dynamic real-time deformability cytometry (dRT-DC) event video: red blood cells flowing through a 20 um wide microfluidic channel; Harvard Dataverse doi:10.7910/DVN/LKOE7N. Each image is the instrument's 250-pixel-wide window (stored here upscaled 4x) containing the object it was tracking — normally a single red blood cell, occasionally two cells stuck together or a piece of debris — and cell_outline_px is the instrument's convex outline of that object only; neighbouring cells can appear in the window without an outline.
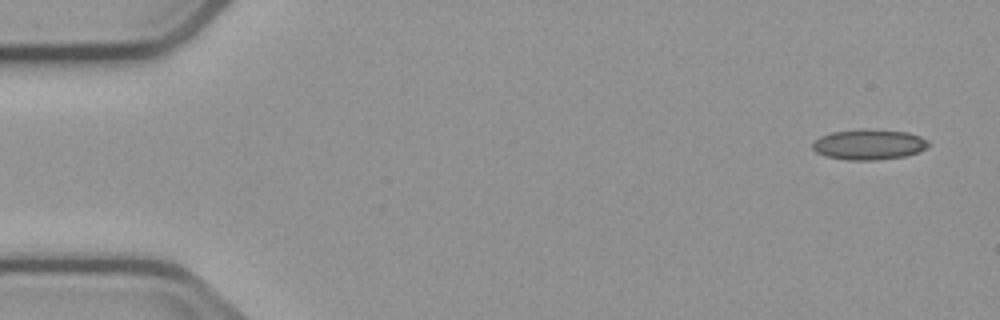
{"species": "common noctule bat (a hibernating species)", "species_latin": "Nyctalus noctula", "temperature_condition": "cold", "stored_images_in_passage": 8, "camera_frame_rate_fps": 3000, "um_per_image_px": 0.085, "animal": {"sex": "male", "body_mass_g": 23.1, "forearm_length_mm": 52.7}, "frame": {"image": 1, "passage_image": 1, "time_ms": 0.0, "image_size_px": [1000, 320], "cell_outline_px": [[932, 144], [920, 152], [904, 156], [876, 160], [848, 160], [824, 156], [816, 152], [812, 148], [812, 144], [820, 136], [832, 132], [908, 132], [920, 136], [928, 140]], "centroid_in_image_um": [73.89, 12.34], "position_along_channel_um": 11.1, "area_um2": 19.71}}
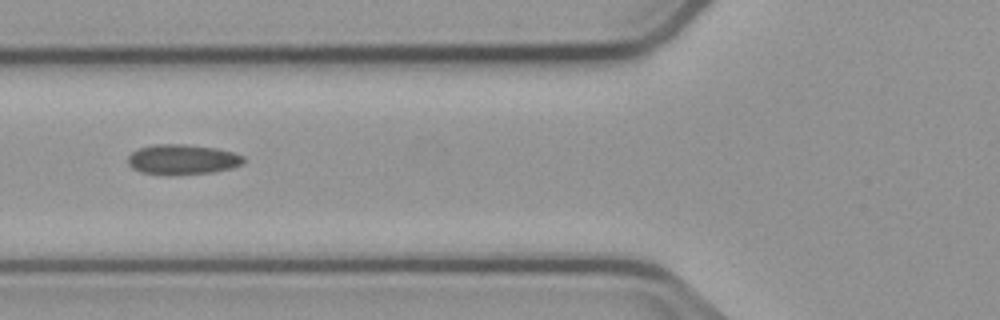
{"frame": {"image": 2, "passage_image": 6, "time_ms": 6.0, "image_size_px": [1000, 320], "cell_outline_px": [[244, 164], [232, 168], [212, 172], [144, 172], [132, 168], [128, 164], [128, 156], [132, 152], [140, 148], [152, 144], [184, 144], [216, 148], [232, 152], [244, 156]], "centroid_in_image_um": [15.55, 13.5], "position_along_channel_um": 110.3, "area_um2": 19.48}}
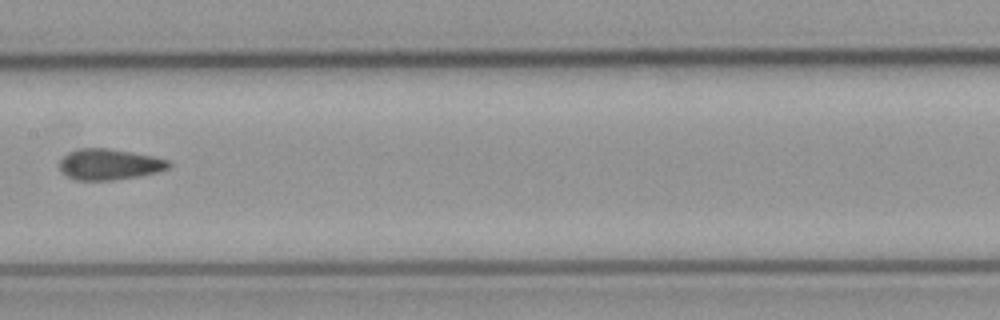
{"frame": {"image": 3, "passage_image": 8, "time_ms": 8.333, "image_size_px": [1000, 320], "cell_outline_px": [[172, 164], [168, 168], [156, 172], [140, 176], [112, 180], [76, 180], [60, 172], [60, 160], [68, 152], [80, 148], [108, 148], [132, 152], [152, 156], [168, 160]], "centroid_in_image_um": [9.28, 13.97], "position_along_channel_um": 198.1, "area_um2": 19.65}}